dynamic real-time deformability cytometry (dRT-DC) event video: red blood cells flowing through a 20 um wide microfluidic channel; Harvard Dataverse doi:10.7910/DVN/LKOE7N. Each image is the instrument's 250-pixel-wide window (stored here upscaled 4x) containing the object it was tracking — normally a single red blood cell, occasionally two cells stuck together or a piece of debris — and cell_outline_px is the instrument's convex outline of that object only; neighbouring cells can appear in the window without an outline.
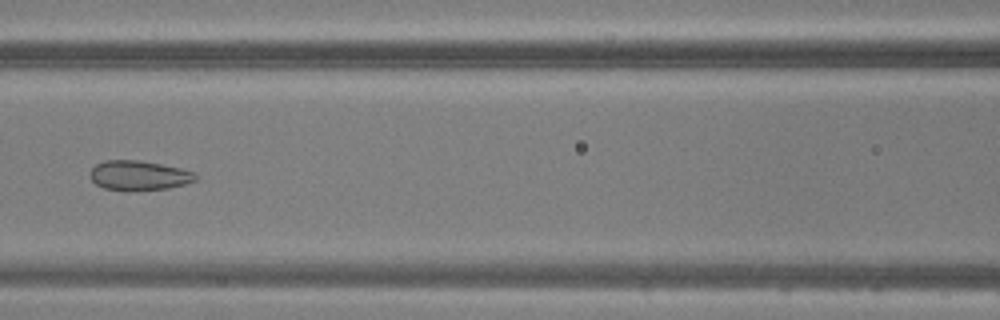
{"species": "common noctule bat (a hibernating species)", "species_latin": "Nyctalus noctula", "temperature_condition": "warm", "stored_images_in_passage": 48, "camera_frame_rate_fps": 3000, "um_per_image_px": 0.085, "animal": {"sex": "male", "body_mass_g": 20.5, "forearm_length_mm": 52.5}, "frame": {"image": 1, "passage_image": 22, "time_ms": 7.0, "image_size_px": [1000, 320], "cell_outline_px": [[196, 180], [184, 184], [168, 188], [128, 192], [104, 188], [96, 184], [88, 176], [92, 168], [96, 164], [104, 160], [136, 160], [160, 164], [180, 168], [196, 172]], "centroid_in_image_um": [11.77, 14.93], "position_along_channel_um": 154.8, "area_um2": 18.44}}
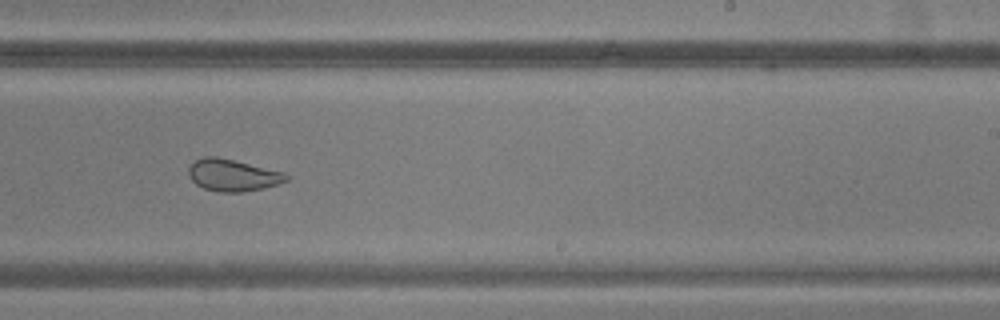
{"frame": {"image": 2, "passage_image": 30, "time_ms": 9.667, "image_size_px": [1000, 320], "cell_outline_px": [[292, 176], [288, 180], [264, 188], [244, 192], [216, 192], [204, 188], [196, 184], [192, 180], [188, 172], [188, 168], [196, 160], [204, 156], [216, 156], [284, 172]], "centroid_in_image_um": [19.8, 14.9], "position_along_channel_um": 269.2, "area_um2": 18.15}}
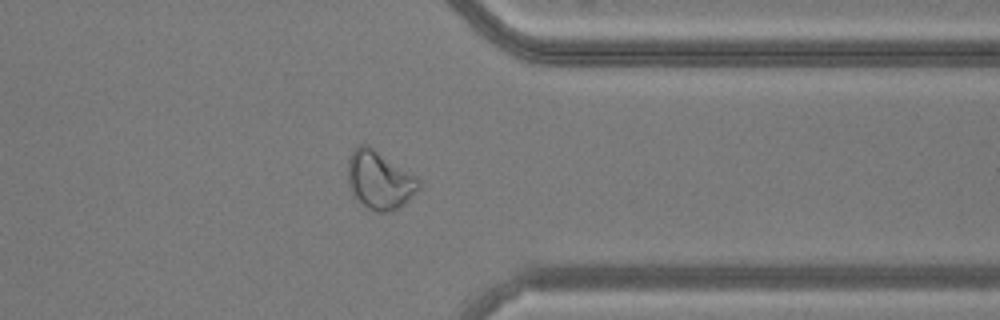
{"frame": {"image": 3, "passage_image": 38, "time_ms": 12.333, "image_size_px": [1000, 320], "cell_outline_px": [[420, 188], [400, 208], [392, 212], [376, 212], [368, 208], [352, 192], [348, 184], [348, 156], [360, 144], [368, 144], [416, 176], [420, 180]], "centroid_in_image_um": [32.27, 15.3], "position_along_channel_um": 379.1, "area_um2": 23.99}}